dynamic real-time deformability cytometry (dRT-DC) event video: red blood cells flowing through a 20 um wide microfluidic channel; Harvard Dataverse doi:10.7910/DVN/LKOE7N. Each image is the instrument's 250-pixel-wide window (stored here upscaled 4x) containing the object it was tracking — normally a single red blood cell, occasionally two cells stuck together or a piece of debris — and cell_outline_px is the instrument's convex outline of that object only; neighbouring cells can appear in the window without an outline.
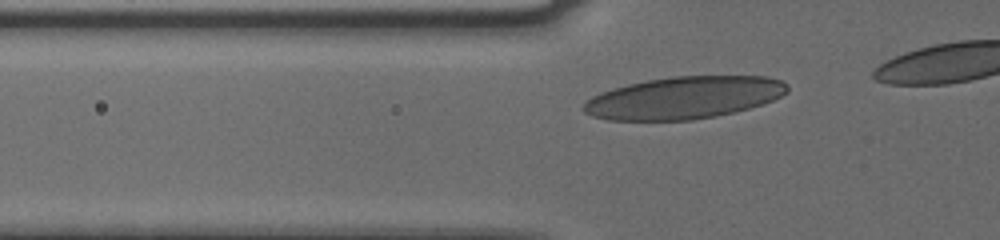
{"species": "human", "species_latin": "Homo sapiens", "temperature_condition": "cold", "stored_images_in_passage": 13, "segment_of_instrument_passage": [1, 2], "camera_frame_rate_fps": 3000, "um_per_image_px": 0.085, "donor": {"sex": "male"}, "frame": {"image": 1, "passage_image": 4, "time_ms": 1.0, "image_size_px": [1000, 240], "cell_outline_px": [[788, 92], [772, 100], [748, 108], [732, 112], [692, 120], [608, 120], [592, 116], [584, 112], [580, 108], [592, 96], [600, 92], [628, 84], [648, 80], [672, 76], [768, 76], [780, 80], [788, 84]], "centroid_in_image_um": [58.11, 8.3], "position_along_channel_um": 67.7, "area_um2": 49.94}}
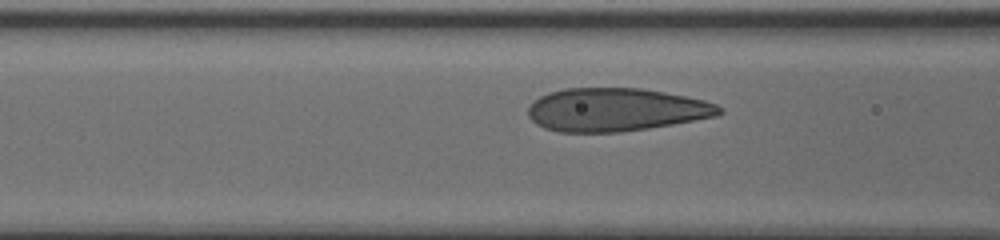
{"frame": {"image": 2, "passage_image": 8, "time_ms": 2.333, "image_size_px": [1000, 240], "cell_outline_px": [[724, 112], [716, 116], [672, 124], [648, 128], [620, 132], [560, 132], [544, 128], [536, 124], [528, 116], [528, 108], [540, 96], [548, 92], [564, 88], [640, 88], [664, 92], [704, 100], [716, 104]], "centroid_in_image_um": [52.32, 9.32], "position_along_channel_um": 114.3, "area_um2": 47.92}}
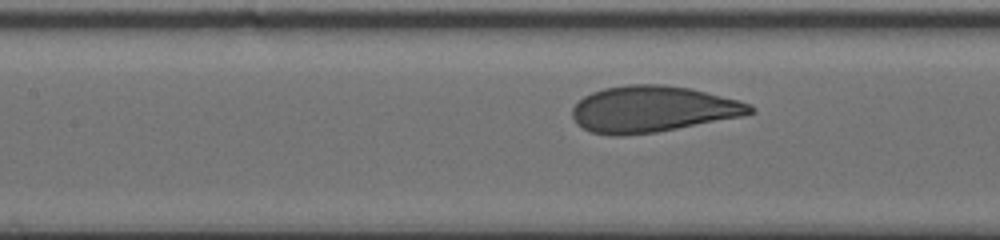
{"frame": {"image": 3, "passage_image": 11, "time_ms": 3.333, "image_size_px": [1000, 240], "cell_outline_px": [[756, 112], [744, 116], [656, 132], [624, 136], [608, 136], [592, 132], [584, 128], [572, 116], [572, 108], [584, 96], [592, 92], [604, 88], [628, 84], [664, 84], [692, 88], [740, 100], [752, 104], [756, 108]], "centroid_in_image_um": [55.53, 9.27], "position_along_channel_um": 151.9, "area_um2": 48.26}}